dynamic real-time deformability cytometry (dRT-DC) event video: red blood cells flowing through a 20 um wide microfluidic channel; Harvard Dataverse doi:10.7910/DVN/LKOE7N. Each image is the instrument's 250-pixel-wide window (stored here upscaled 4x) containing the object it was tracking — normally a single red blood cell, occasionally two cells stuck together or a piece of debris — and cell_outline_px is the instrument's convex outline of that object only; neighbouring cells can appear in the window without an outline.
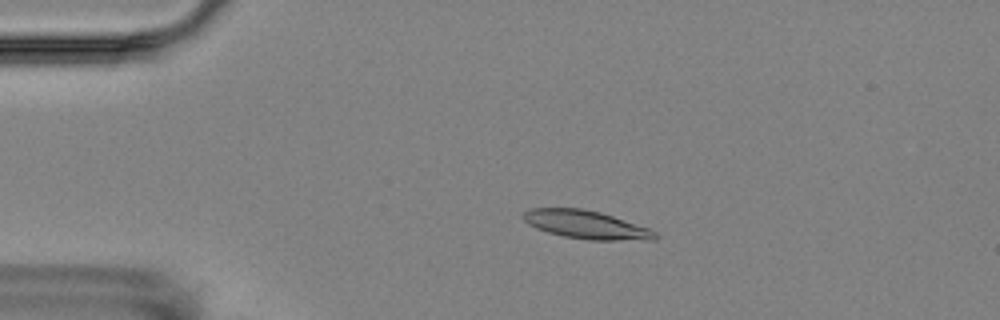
{"species": "Egyptian fruit bat (a non-hibernating species)", "species_latin": "Rousettus aegyptiacus", "temperature_condition": "room temperature", "stored_images_in_passage": 17, "camera_frame_rate_fps": 3000, "um_per_image_px": 0.085, "animal": {"sex": "female"}, "frame": {"image": 1, "passage_image": 4, "time_ms": 3.667, "image_size_px": [1000, 320], "cell_outline_px": [[660, 236], [656, 240], [588, 240], [564, 236], [548, 232], [536, 228], [528, 224], [524, 220], [524, 212], [532, 208], [580, 208], [600, 212], [648, 228], [656, 232]], "centroid_in_image_um": [49.85, 19.11], "position_along_channel_um": 35.1, "area_um2": 21.56}}
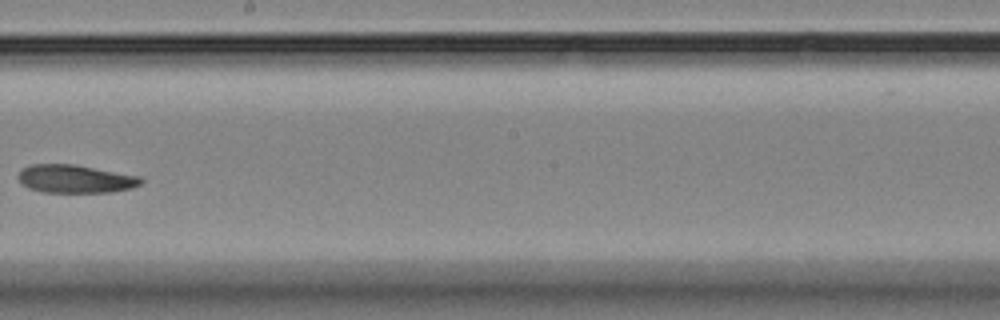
{"frame": {"image": 2, "passage_image": 10, "time_ms": 10.667, "image_size_px": [1000, 320], "cell_outline_px": [[144, 180], [140, 184], [132, 188], [112, 192], [40, 192], [28, 188], [16, 176], [24, 168], [32, 164], [76, 164], [140, 176]], "centroid_in_image_um": [6.42, 15.2], "position_along_channel_um": 241.8, "area_um2": 20.17}}
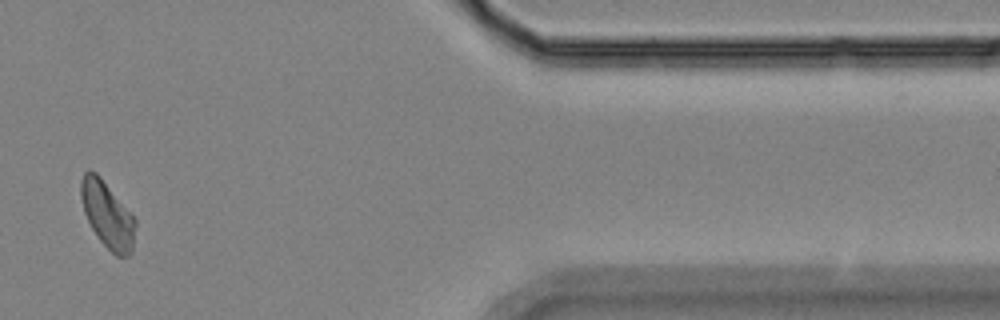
{"frame": {"image": 3, "passage_image": 15, "time_ms": 16.333, "image_size_px": [1000, 320], "cell_outline_px": [[136, 224], [132, 252], [128, 256], [116, 256], [100, 240], [92, 228], [84, 212], [80, 196], [80, 180], [84, 172], [88, 168], [96, 172], [100, 176], [136, 220]], "centroid_in_image_um": [9.11, 18.23], "position_along_channel_um": 402.3, "area_um2": 20.87}, "authors_computed_cell_mechanics": {"area_um2": 21.097, "velocity_mm_per_s": 3.521, "shape_relaxation_time_tau1_ms": null, "shape_relaxation_time_tau2_ms": 10.3955, "deformation_change_tau1": null, "deformation_change_tau2": 0.1558}}